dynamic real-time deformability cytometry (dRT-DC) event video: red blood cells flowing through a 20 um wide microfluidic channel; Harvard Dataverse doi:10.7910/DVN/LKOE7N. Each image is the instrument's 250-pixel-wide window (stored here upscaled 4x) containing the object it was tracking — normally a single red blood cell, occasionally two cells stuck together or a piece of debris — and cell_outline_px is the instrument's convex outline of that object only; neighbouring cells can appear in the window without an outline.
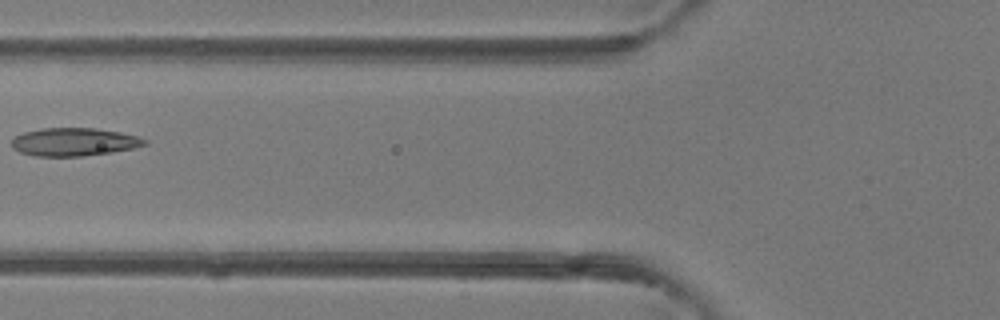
{"species": "common noctule bat (a hibernating species)", "species_latin": "Nyctalus noctula", "temperature_condition": "room temperature", "stored_images_in_passage": 3, "camera_frame_rate_fps": 3000, "um_per_image_px": 0.085, "animal": {"sex": "female"}, "frame": {"image": 1, "passage_image": 3, "time_ms": 2.333, "image_size_px": [1000, 320], "cell_outline_px": [[148, 144], [136, 148], [112, 152], [80, 156], [36, 156], [20, 152], [12, 148], [12, 140], [16, 136], [24, 132], [40, 128], [96, 128], [120, 132], [140, 136], [148, 140]], "centroid_in_image_um": [6.35, 12.06], "position_along_channel_um": 119.5, "area_um2": 21.91}}